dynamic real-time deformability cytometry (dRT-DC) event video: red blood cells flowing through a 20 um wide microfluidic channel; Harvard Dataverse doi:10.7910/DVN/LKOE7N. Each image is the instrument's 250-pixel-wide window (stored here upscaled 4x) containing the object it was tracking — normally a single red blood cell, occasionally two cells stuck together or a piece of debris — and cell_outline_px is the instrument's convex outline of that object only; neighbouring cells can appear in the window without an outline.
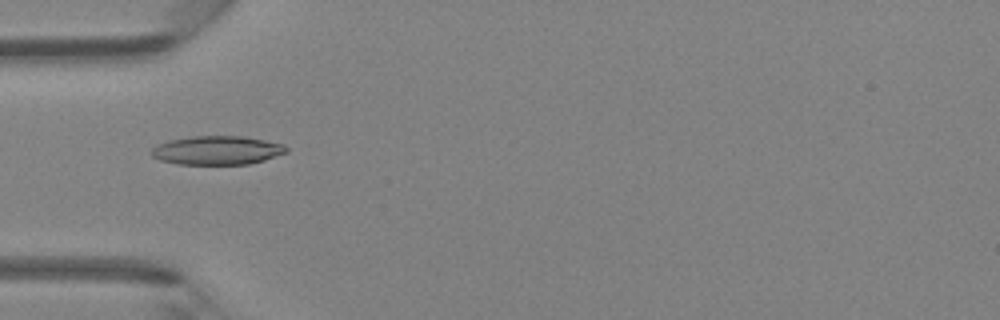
{"species": "Egyptian fruit bat (a non-hibernating species)", "species_latin": "Rousettus aegyptiacus", "temperature_condition": "room temperature", "stored_images_in_passage": 33, "camera_frame_rate_fps": 3000, "um_per_image_px": 0.085, "animal": {"sex": "female"}, "frame": {"image": 1, "passage_image": 1, "time_ms": 0.0, "image_size_px": [1000, 320], "cell_outline_px": [[288, 152], [264, 160], [248, 164], [180, 164], [160, 160], [152, 156], [148, 152], [156, 144], [168, 140], [192, 136], [244, 136], [284, 144], [288, 148]], "centroid_in_image_um": [18.43, 12.77], "position_along_channel_um": 66.6, "area_um2": 22.77}}
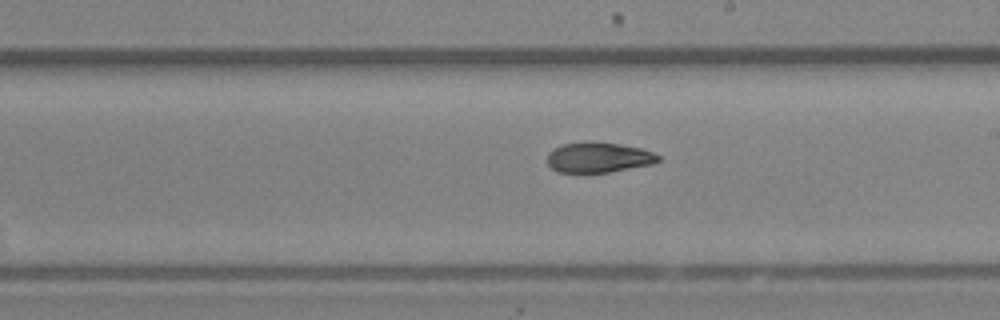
{"frame": {"image": 2, "passage_image": 13, "time_ms": 4.0, "image_size_px": [1000, 320], "cell_outline_px": [[660, 160], [652, 164], [608, 172], [556, 172], [548, 164], [548, 152], [552, 148], [564, 144], [620, 144], [640, 148], [652, 152], [660, 156]], "centroid_in_image_um": [50.87, 13.41], "position_along_channel_um": 238.1, "area_um2": 18.84}}
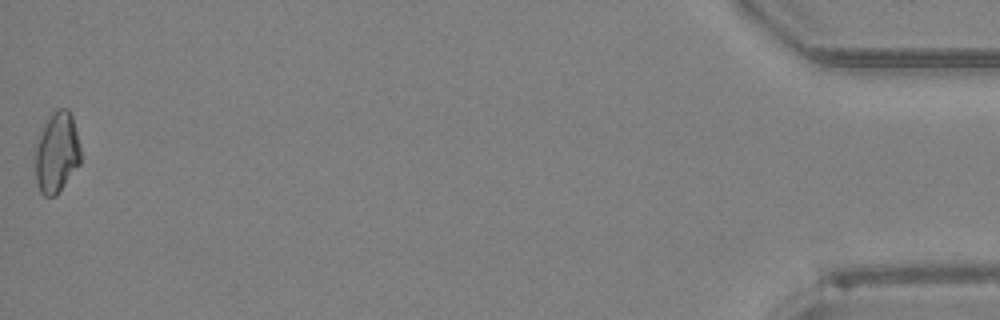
{"frame": {"image": 3, "passage_image": 33, "time_ms": 10.667, "image_size_px": [1000, 320], "cell_outline_px": [[80, 164], [56, 196], [44, 196], [40, 192], [36, 184], [36, 144], [44, 124], [52, 112], [60, 108], [68, 108], [72, 116], [80, 148]], "centroid_in_image_um": [4.82, 12.98], "position_along_channel_um": 430.4, "area_um2": 21.21}, "authors_computed_cell_mechanics": {"area_um2": 20.3456, "velocity_mm_per_s": 4.3038, "shape_relaxation_time_tau1_ms": null, "shape_relaxation_time_tau2_ms": 3.2563, "deformation_change_tau1": null, "deformation_change_tau2": 0.0961}}